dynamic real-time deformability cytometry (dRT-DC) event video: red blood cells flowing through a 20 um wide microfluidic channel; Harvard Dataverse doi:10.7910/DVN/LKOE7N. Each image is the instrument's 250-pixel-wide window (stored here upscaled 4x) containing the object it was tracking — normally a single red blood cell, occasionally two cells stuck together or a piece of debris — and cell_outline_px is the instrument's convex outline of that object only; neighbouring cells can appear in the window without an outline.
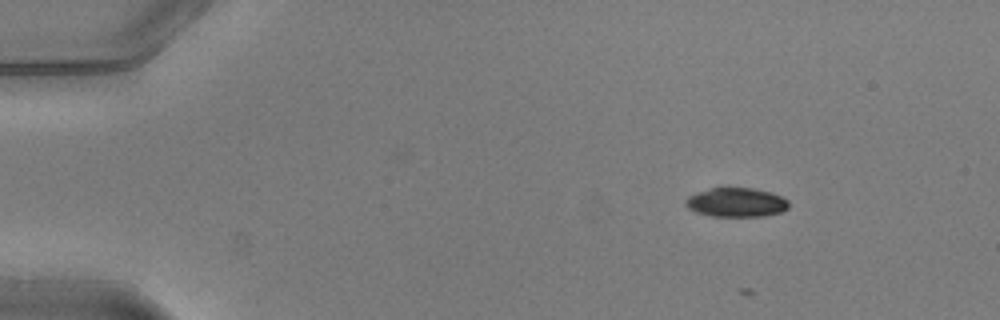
{"species": "common noctule bat (a hibernating species)", "species_latin": "Nyctalus noctula", "temperature_condition": "warm", "stored_images_in_passage": 12, "camera_frame_rate_fps": 3000, "um_per_image_px": 0.085, "animal": {"sex": "male", "body_mass_g": 20.5, "forearm_length_mm": 52.5}, "frame": {"image": 1, "passage_image": 2, "time_ms": 0.333, "image_size_px": [1000, 320], "cell_outline_px": [[788, 208], [780, 212], [764, 216], [712, 216], [696, 212], [688, 208], [684, 204], [684, 200], [688, 196], [696, 192], [712, 188], [752, 188], [772, 192], [788, 200]], "centroid_in_image_um": [62.56, 17.2], "position_along_channel_um": 22.4, "area_um2": 17.51}}